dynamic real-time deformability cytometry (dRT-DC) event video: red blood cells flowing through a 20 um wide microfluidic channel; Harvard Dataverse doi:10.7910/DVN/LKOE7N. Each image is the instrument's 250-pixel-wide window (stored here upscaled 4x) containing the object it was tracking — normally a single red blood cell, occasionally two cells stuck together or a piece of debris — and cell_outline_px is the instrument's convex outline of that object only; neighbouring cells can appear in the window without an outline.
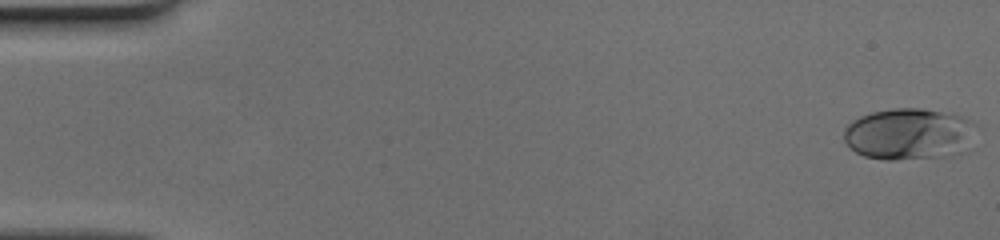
{"species": "human", "species_latin": "Homo sapiens", "temperature_condition": "cold", "stored_images_in_passage": 52, "camera_frame_rate_fps": 3000, "um_per_image_px": 0.085, "donor": {"sex": "female"}, "frame": {"image": 1, "passage_image": 1, "time_ms": 0.0, "image_size_px": [1000, 240], "cell_outline_px": [[980, 128], [968, 152], [948, 156], [896, 160], [884, 160], [864, 156], [856, 152], [844, 140], [844, 128], [852, 120], [860, 116], [872, 112], [892, 108], [924, 108], [952, 112], [972, 120]], "centroid_in_image_um": [77.39, 11.38], "position_along_channel_um": 7.6, "area_um2": 41.1}}
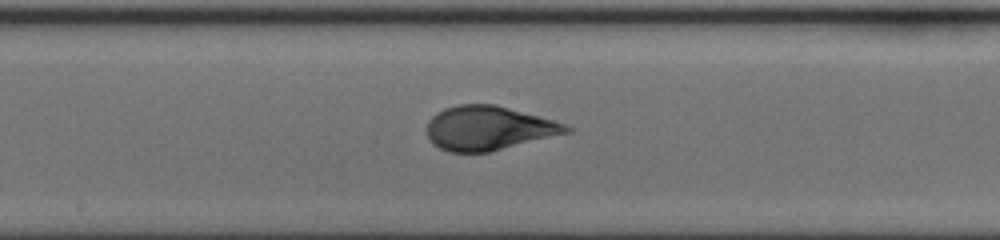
{"frame": {"image": 2, "passage_image": 28, "time_ms": 9.0, "image_size_px": [1000, 240], "cell_outline_px": [[572, 132], [488, 152], [448, 152], [432, 144], [428, 136], [428, 120], [436, 112], [444, 108], [456, 104], [496, 104], [540, 116], [568, 124], [572, 128]], "centroid_in_image_um": [41.54, 10.88], "position_along_channel_um": 206.7, "area_um2": 36.07}}
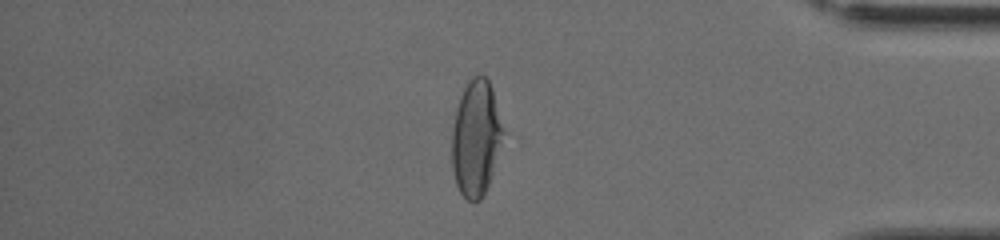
{"frame": {"image": 3, "passage_image": 44, "time_ms": 14.333, "image_size_px": [1000, 240], "cell_outline_px": [[504, 132], [492, 176], [480, 200], [468, 200], [460, 192], [456, 184], [452, 168], [452, 128], [456, 108], [460, 96], [468, 80], [472, 76], [484, 76], [488, 80], [492, 88], [504, 128]], "centroid_in_image_um": [40.45, 11.72], "position_along_channel_um": 394.8, "area_um2": 34.51}}